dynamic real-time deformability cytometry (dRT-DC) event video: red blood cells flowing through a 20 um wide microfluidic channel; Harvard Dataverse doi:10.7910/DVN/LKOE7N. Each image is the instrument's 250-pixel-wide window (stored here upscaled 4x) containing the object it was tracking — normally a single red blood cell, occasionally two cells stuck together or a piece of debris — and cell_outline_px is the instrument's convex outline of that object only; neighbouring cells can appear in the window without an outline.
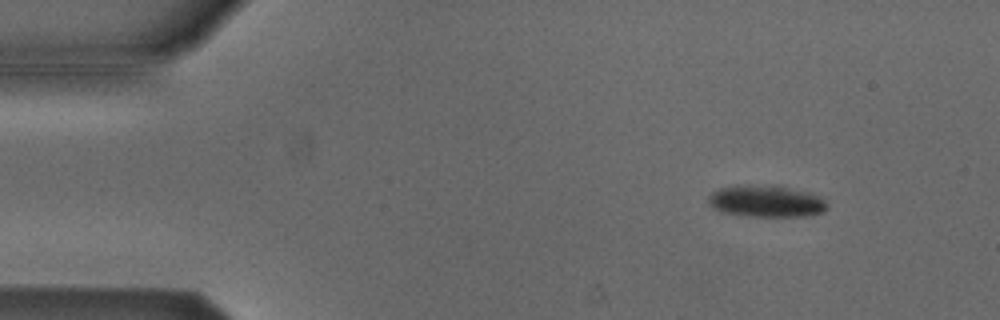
{"species": "Egyptian fruit bat (a non-hibernating species)", "species_latin": "Rousettus aegyptiacus", "temperature_condition": "cold", "stored_images_in_passage": 37, "camera_frame_rate_fps": 3000, "um_per_image_px": 0.085, "animal": {"sex": "male"}, "frame": {"image": 1, "passage_image": 2, "time_ms": 0.333, "image_size_px": [1000, 320], "cell_outline_px": [[828, 208], [824, 212], [804, 216], [744, 216], [720, 212], [712, 208], [708, 200], [708, 196], [712, 192], [720, 188], [736, 184], [788, 188], [820, 196], [828, 204]], "centroid_in_image_um": [65.07, 17.12], "position_along_channel_um": 19.9, "area_um2": 21.85}}
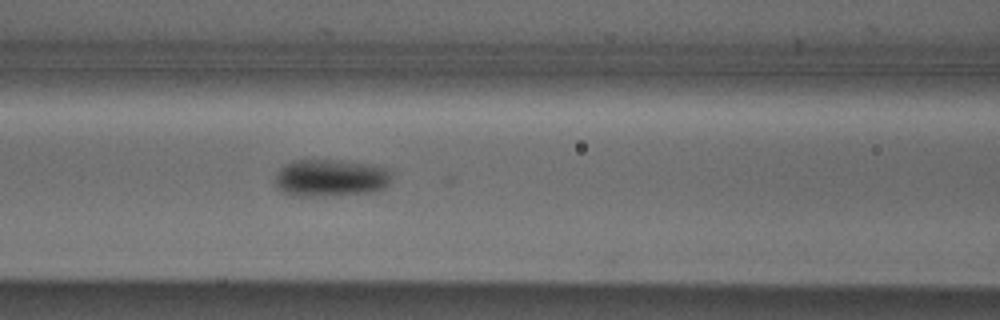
{"frame": {"image": 2, "passage_image": 18, "time_ms": 5.667, "image_size_px": [1000, 320], "cell_outline_px": [[392, 172], [388, 184], [384, 188], [372, 192], [312, 196], [296, 196], [280, 192], [276, 188], [276, 172], [284, 164], [292, 160], [340, 160], [368, 164], [392, 168]], "centroid_in_image_um": [28.09, 15.11], "position_along_channel_um": 138.5, "area_um2": 25.55}}
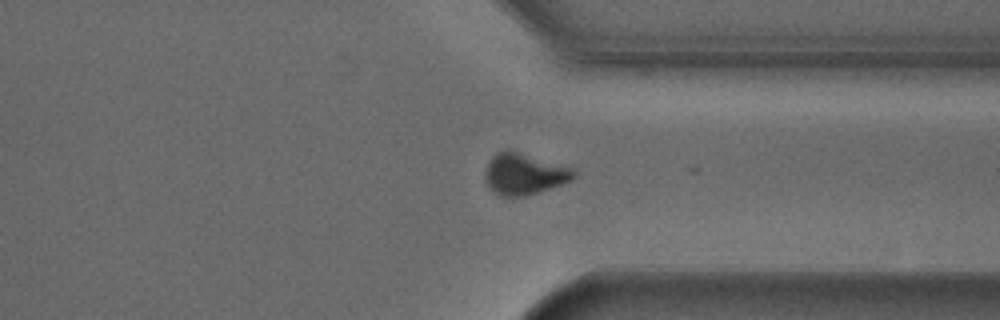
{"frame": {"image": 3, "passage_image": 36, "time_ms": 11.667, "image_size_px": [1000, 320], "cell_outline_px": [[576, 176], [572, 180], [528, 196], [500, 196], [492, 192], [488, 188], [484, 180], [484, 172], [492, 156], [496, 152], [508, 148], [572, 168], [576, 172]], "centroid_in_image_um": [44.51, 14.79], "position_along_channel_um": 366.9, "area_um2": 21.68}, "authors_computed_cell_mechanics": {"area_um2": 23.8714, "velocity_mm_per_s": 3.827, "shape_relaxation_time_tau1_ms": 3.1366, "shape_relaxation_time_tau2_ms": null, "deformation_change_tau1": 0.0865, "deformation_change_tau2": null}}